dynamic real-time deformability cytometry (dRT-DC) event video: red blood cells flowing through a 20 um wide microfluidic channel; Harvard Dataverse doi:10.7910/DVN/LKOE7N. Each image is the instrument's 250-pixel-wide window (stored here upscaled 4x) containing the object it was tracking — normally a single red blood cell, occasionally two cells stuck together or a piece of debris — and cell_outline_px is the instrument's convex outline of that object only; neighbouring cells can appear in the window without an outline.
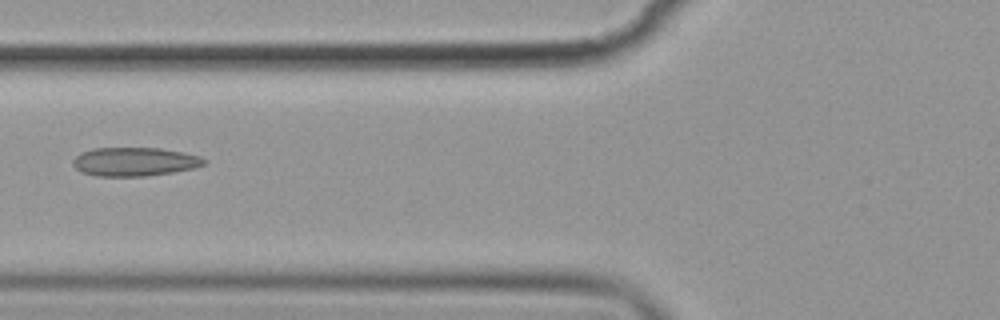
{"species": "common noctule bat (a hibernating species)", "species_latin": "Nyctalus noctula", "temperature_condition": "cold", "stored_images_in_passage": 7, "camera_frame_rate_fps": 3000, "um_per_image_px": 0.085, "animal": {"sex": "female", "body_mass_g": 19.9}, "frame": {"image": 1, "passage_image": 7, "time_ms": 7.0, "image_size_px": [1000, 320], "cell_outline_px": [[208, 160], [204, 164], [192, 168], [172, 172], [144, 176], [96, 176], [84, 172], [76, 168], [72, 164], [72, 160], [80, 152], [92, 148], [160, 148], [184, 152], [200, 156]], "centroid_in_image_um": [11.43, 13.73], "position_along_channel_um": 114.4, "area_um2": 21.91}}